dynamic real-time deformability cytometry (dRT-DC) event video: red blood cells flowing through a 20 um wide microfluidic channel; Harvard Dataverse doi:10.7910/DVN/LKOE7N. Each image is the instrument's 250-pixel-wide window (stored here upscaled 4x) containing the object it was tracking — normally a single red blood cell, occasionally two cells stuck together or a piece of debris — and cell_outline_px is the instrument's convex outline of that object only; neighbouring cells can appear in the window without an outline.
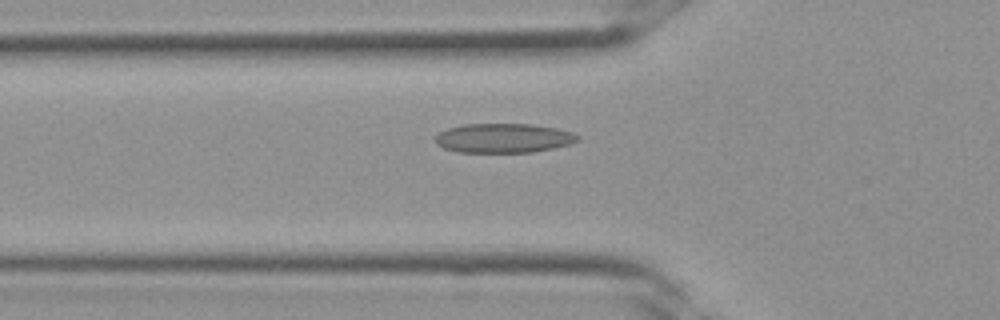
{"species": "Egyptian fruit bat (a non-hibernating species)", "species_latin": "Rousettus aegyptiacus", "temperature_condition": "room temperature", "stored_images_in_passage": 35, "camera_frame_rate_fps": 3000, "um_per_image_px": 0.085, "frame": {"image": 1, "passage_image": 12, "time_ms": 3.667, "image_size_px": [1000, 320], "cell_outline_px": [[580, 140], [572, 144], [532, 152], [456, 152], [444, 148], [436, 144], [436, 136], [440, 132], [448, 128], [464, 124], [532, 124], [556, 128], [572, 132], [580, 136]], "centroid_in_image_um": [42.83, 11.74], "position_along_channel_um": 83.0, "area_um2": 24.39}}
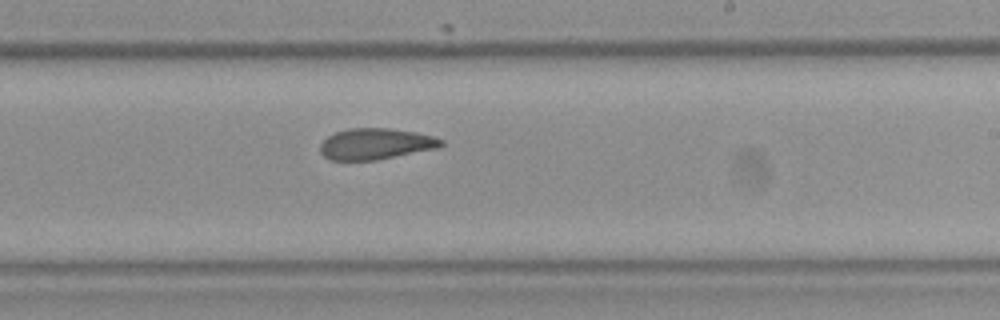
{"frame": {"image": 2, "passage_image": 21, "time_ms": 6.667, "image_size_px": [1000, 320], "cell_outline_px": [[444, 144], [440, 148], [376, 160], [328, 160], [320, 152], [320, 144], [328, 136], [336, 132], [348, 128], [392, 128], [416, 132], [432, 136], [444, 140]], "centroid_in_image_um": [31.95, 12.23], "position_along_channel_um": 257.0, "area_um2": 22.14}}
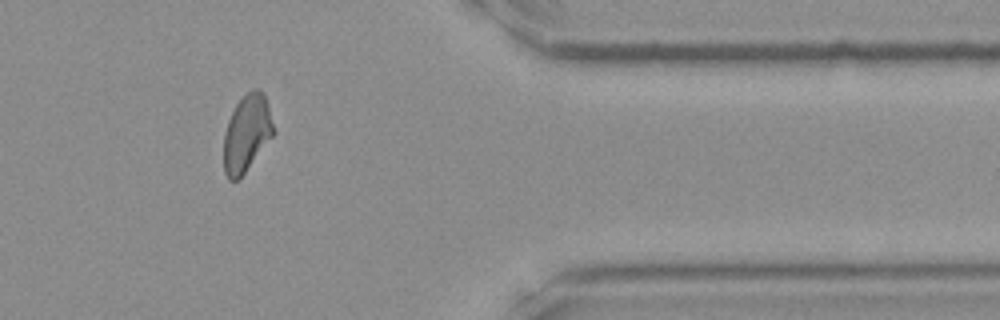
{"frame": {"image": 3, "passage_image": 29, "time_ms": 9.333, "image_size_px": [1000, 320], "cell_outline_px": [[276, 132], [240, 180], [228, 180], [224, 172], [224, 132], [228, 120], [236, 104], [248, 92], [256, 88], [264, 92]], "centroid_in_image_um": [20.98, 11.37], "position_along_channel_um": 390.4, "area_um2": 22.54}}